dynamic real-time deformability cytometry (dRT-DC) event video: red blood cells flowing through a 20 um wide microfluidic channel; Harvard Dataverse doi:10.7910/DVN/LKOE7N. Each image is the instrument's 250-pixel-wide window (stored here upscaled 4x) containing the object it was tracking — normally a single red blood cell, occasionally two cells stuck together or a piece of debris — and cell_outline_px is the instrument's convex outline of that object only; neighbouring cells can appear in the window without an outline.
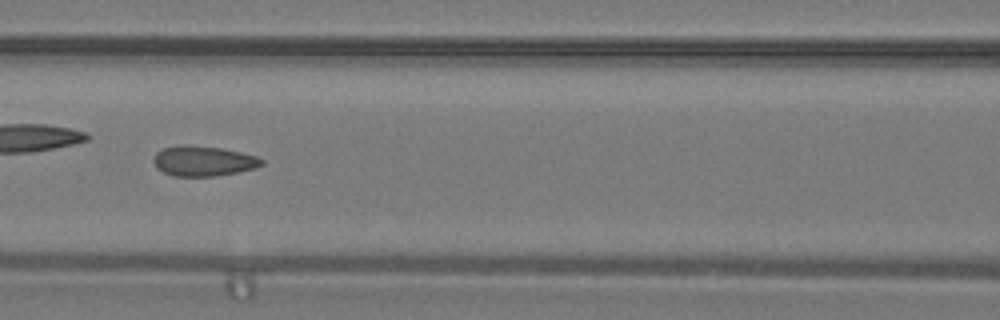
{"species": "common noctule bat (a hibernating species)", "species_latin": "Nyctalus noctula", "temperature_condition": "warm", "stored_images_in_passage": 44, "camera_frame_rate_fps": 3000, "um_per_image_px": 0.085, "animal": {"sex": "male", "body_mass_g": 19.2, "forearm_length_mm": 51.8}, "frame": {"image": 1, "passage_image": 22, "time_ms": 7.0, "image_size_px": [1000, 320], "cell_outline_px": [[264, 164], [256, 168], [216, 176], [172, 176], [156, 168], [152, 160], [156, 152], [164, 148], [220, 148], [240, 152], [256, 156], [264, 160]], "centroid_in_image_um": [17.32, 13.74], "position_along_channel_um": 149.3, "area_um2": 18.21}, "authors_computed_cell_mechanics": {"area_um2": 19.0162, "velocity_mm_per_s": 4.2749, "shape_relaxation_time_tau1_ms": null, "shape_relaxation_time_tau2_ms": 1.1948, "deformation_change_tau1": null, "deformation_change_tau2": 0.0733}}